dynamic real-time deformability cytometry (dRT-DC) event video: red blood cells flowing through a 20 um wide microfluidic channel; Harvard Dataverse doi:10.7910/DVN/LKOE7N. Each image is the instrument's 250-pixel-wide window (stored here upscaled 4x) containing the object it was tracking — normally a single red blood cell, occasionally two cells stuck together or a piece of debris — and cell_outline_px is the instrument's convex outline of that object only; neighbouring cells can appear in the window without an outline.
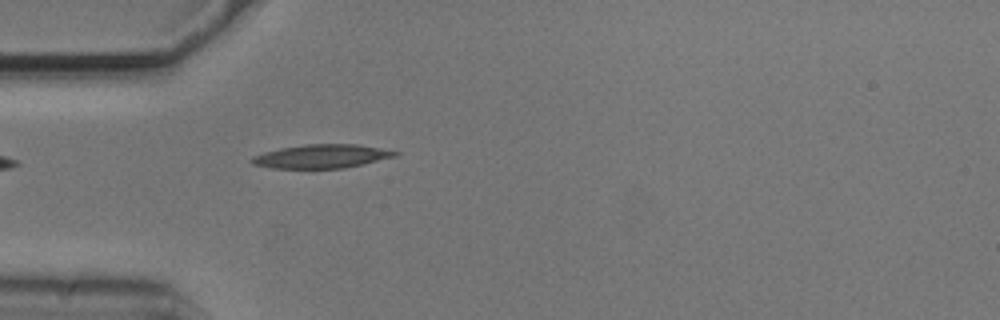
{"species": "common noctule bat (a hibernating species)", "species_latin": "Nyctalus noctula", "temperature_condition": "cold", "stored_images_in_passage": 29, "camera_frame_rate_fps": 3000, "um_per_image_px": 0.085, "animal": {"sex": "male", "body_mass_g": 20.5, "forearm_length_mm": 52.5}, "frame": {"image": 1, "passage_image": 1, "time_ms": 0.0, "image_size_px": [1000, 320], "cell_outline_px": [[400, 152], [396, 156], [364, 164], [344, 168], [272, 168], [252, 164], [248, 160], [252, 156], [264, 152], [280, 148], [304, 144], [356, 144]], "centroid_in_image_um": [27.29, 13.29], "position_along_channel_um": 57.7, "area_um2": 19.77}}
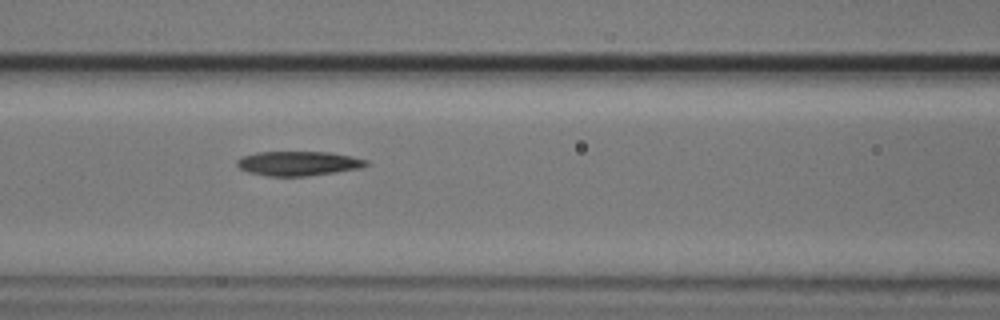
{"frame": {"image": 2, "passage_image": 8, "time_ms": 2.333, "image_size_px": [1000, 320], "cell_outline_px": [[372, 164], [360, 168], [336, 172], [308, 176], [268, 176], [248, 172], [240, 168], [236, 164], [236, 160], [240, 156], [256, 152], [328, 152], [352, 156], [368, 160]], "centroid_in_image_um": [25.37, 13.89], "position_along_channel_um": 141.2, "area_um2": 18.61}}
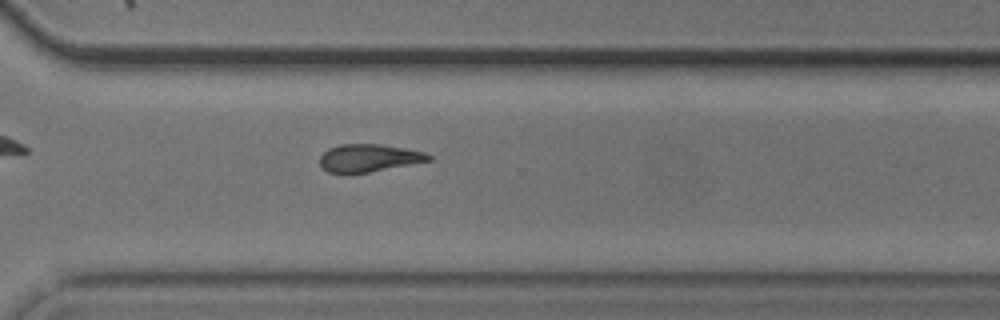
{"frame": {"image": 3, "passage_image": 24, "time_ms": 7.667, "image_size_px": [1000, 320], "cell_outline_px": [[432, 160], [348, 176], [328, 172], [320, 164], [320, 156], [328, 148], [340, 144], [380, 144], [404, 148], [424, 152], [432, 156]], "centroid_in_image_um": [31.3, 13.45], "position_along_channel_um": 339.3, "area_um2": 17.86}, "authors_computed_cell_mechanics": {"area_um2": 18.6116, "velocity_mm_per_s": 3.7214, "shape_relaxation_time_tau1_ms": 8.3909, "shape_relaxation_time_tau2_ms": 7.0778, "deformation_change_tau1": 0.1954, "deformation_change_tau2": 0.1614}}